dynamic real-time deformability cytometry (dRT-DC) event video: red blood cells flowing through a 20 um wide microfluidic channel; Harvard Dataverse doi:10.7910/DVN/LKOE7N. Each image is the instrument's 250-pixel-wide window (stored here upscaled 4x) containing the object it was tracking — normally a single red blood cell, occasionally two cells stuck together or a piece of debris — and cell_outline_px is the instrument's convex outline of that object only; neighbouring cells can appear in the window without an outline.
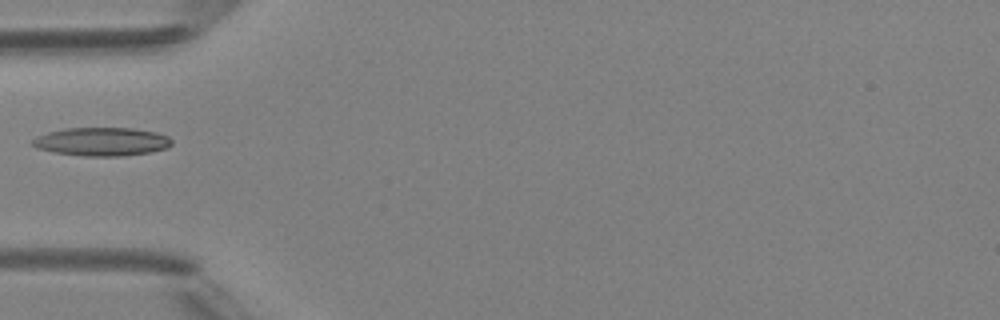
{"species": "Egyptian fruit bat (a non-hibernating species)", "species_latin": "Rousettus aegyptiacus", "temperature_condition": "room temperature", "stored_images_in_passage": 2, "camera_frame_rate_fps": 3000, "um_per_image_px": 0.085, "animal": {"sex": "female"}, "frame": {"image": 1, "passage_image": 1, "time_ms": 0.0, "image_size_px": [1000, 320], "cell_outline_px": [[172, 144], [168, 148], [148, 152], [124, 156], [84, 156], [52, 152], [36, 148], [32, 144], [32, 140], [36, 136], [48, 132], [64, 128], [132, 128], [156, 132], [168, 136], [172, 140]], "centroid_in_image_um": [8.64, 12.04], "position_along_channel_um": 76.4, "area_um2": 23.18}}
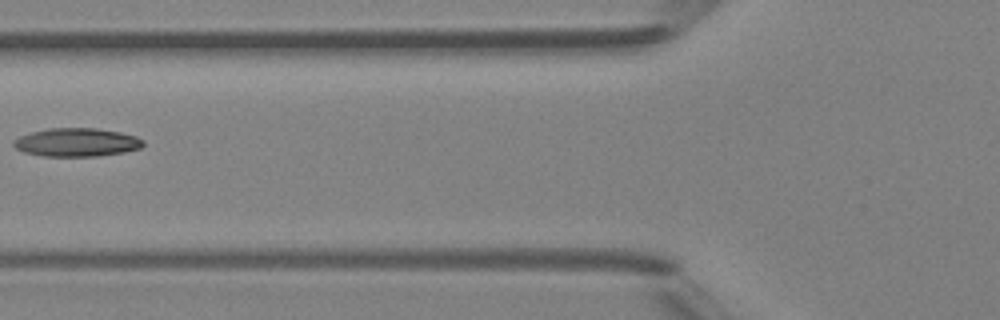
{"frame": {"image": 2, "passage_image": 2, "time_ms": 1.0, "image_size_px": [1000, 320], "cell_outline_px": [[144, 144], [140, 148], [124, 152], [96, 156], [44, 156], [24, 152], [16, 148], [12, 144], [12, 140], [20, 136], [32, 132], [48, 128], [96, 128], [120, 132], [136, 136], [144, 140]], "centroid_in_image_um": [6.51, 12.09], "position_along_channel_um": 119.3, "area_um2": 21.44}}